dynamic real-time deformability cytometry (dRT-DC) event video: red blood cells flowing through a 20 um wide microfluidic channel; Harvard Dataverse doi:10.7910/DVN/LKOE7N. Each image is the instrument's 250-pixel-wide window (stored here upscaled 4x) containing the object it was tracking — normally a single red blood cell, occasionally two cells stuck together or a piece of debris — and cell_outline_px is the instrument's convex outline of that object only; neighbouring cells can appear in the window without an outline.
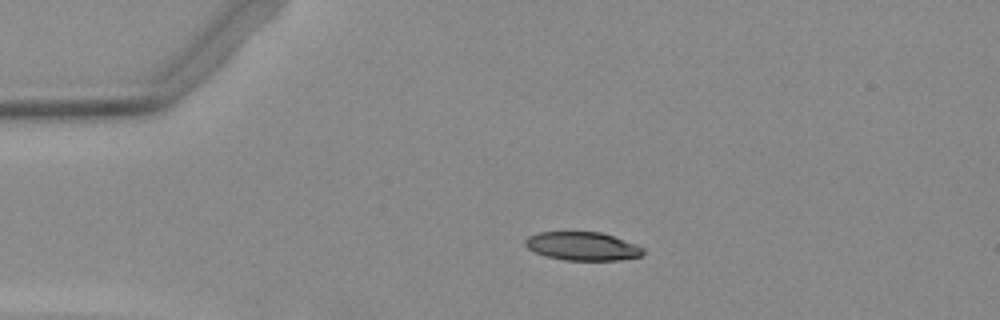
{"species": "Egyptian fruit bat (a non-hibernating species)", "species_latin": "Rousettus aegyptiacus", "temperature_condition": "warm", "stored_images_in_passage": 42, "camera_frame_rate_fps": 3000, "um_per_image_px": 0.085, "animal": {"sex": "female"}, "frame": {"image": 1, "passage_image": 1, "time_ms": 0.0, "image_size_px": [1000, 320], "cell_outline_px": [[644, 252], [640, 256], [620, 260], [564, 260], [548, 256], [536, 252], [528, 248], [524, 244], [524, 240], [528, 236], [540, 232], [600, 232], [612, 236], [644, 248]], "centroid_in_image_um": [49.48, 20.93], "position_along_channel_um": 35.5, "area_um2": 19.25}}
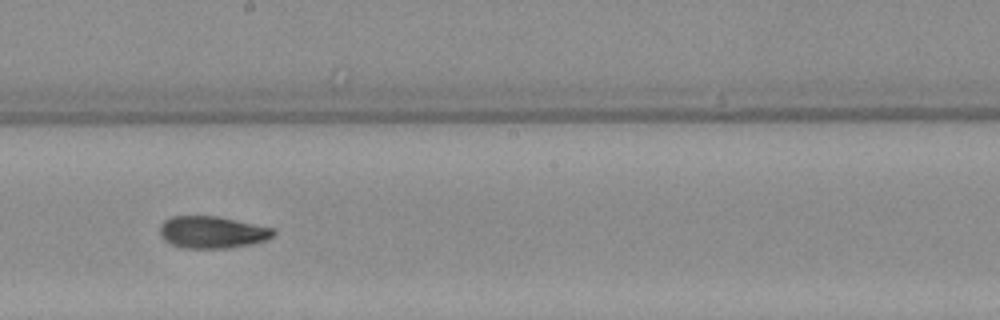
{"frame": {"image": 2, "passage_image": 19, "time_ms": 6.0, "image_size_px": [1000, 320], "cell_outline_px": [[276, 232], [272, 236], [256, 244], [228, 248], [184, 248], [172, 244], [164, 240], [160, 236], [160, 224], [164, 220], [172, 216], [216, 216], [272, 228]], "centroid_in_image_um": [18.01, 19.74], "position_along_channel_um": 230.2, "area_um2": 21.15}}
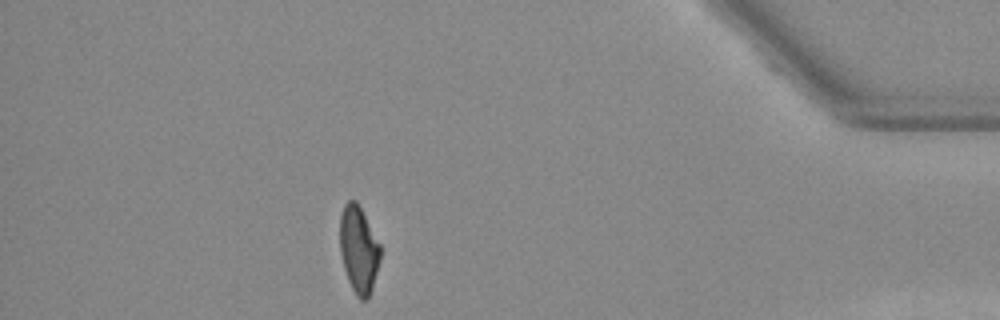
{"frame": {"image": 3, "passage_image": 36, "time_ms": 11.667, "image_size_px": [1000, 320], "cell_outline_px": [[380, 260], [372, 288], [368, 300], [360, 300], [356, 296], [348, 280], [344, 268], [340, 252], [340, 216], [344, 204], [348, 200], [356, 200], [380, 244]], "centroid_in_image_um": [30.48, 21.23], "position_along_channel_um": 404.7, "area_um2": 20.4}}